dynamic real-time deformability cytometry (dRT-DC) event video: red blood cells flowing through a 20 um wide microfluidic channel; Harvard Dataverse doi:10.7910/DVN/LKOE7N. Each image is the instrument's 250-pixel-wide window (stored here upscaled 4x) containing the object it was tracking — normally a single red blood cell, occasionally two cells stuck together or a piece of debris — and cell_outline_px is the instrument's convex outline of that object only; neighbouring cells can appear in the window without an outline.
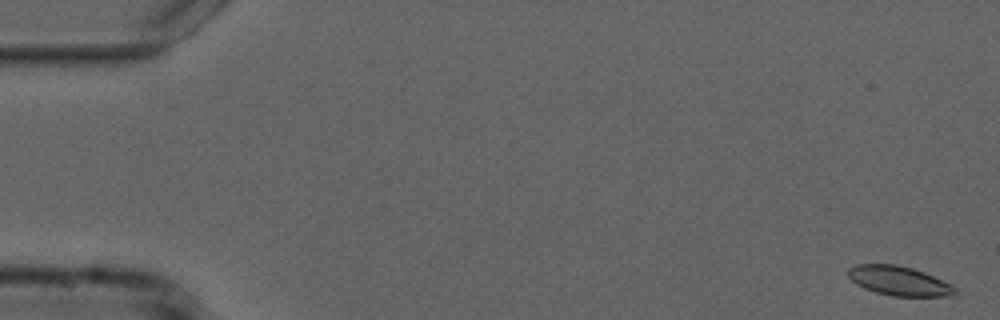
{"species": "common noctule bat (a hibernating species)", "species_latin": "Nyctalus noctula", "temperature_condition": "cold", "stored_images_in_passage": 54, "camera_frame_rate_fps": 3000, "um_per_image_px": 0.085, "animal": {"sex": "male", "forearm_length_mm": 52.5}, "frame": {"image": 1, "passage_image": 1, "time_ms": 0.0, "image_size_px": [1000, 320], "cell_outline_px": [[960, 292], [956, 296], [892, 296], [876, 292], [864, 288], [856, 284], [848, 276], [848, 268], [856, 264], [896, 264], [912, 268], [924, 272], [956, 288]], "centroid_in_image_um": [76.41, 23.88], "position_along_channel_um": 8.6, "area_um2": 18.26}}
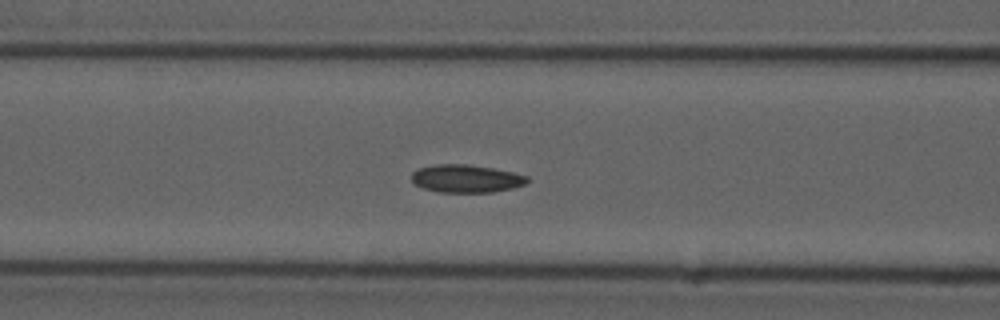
{"frame": {"image": 2, "passage_image": 22, "time_ms": 7.0, "image_size_px": [1000, 320], "cell_outline_px": [[528, 180], [524, 184], [512, 188], [492, 192], [440, 192], [424, 188], [416, 184], [412, 180], [412, 172], [416, 168], [432, 164], [468, 164], [492, 168], [512, 172], [528, 176]], "centroid_in_image_um": [39.59, 15.17], "position_along_channel_um": 127.0, "area_um2": 18.73}}
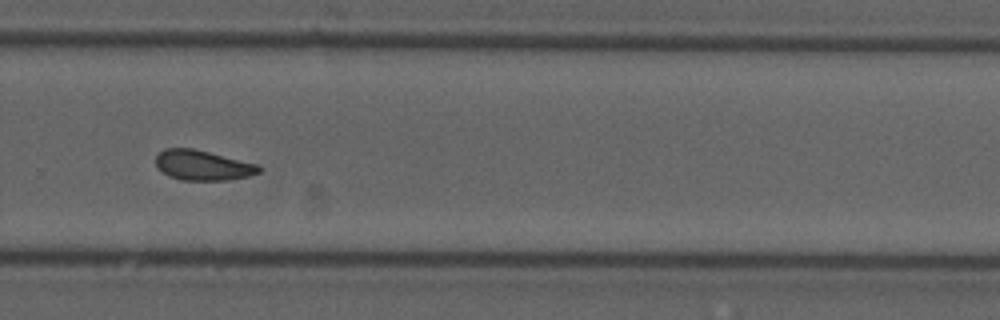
{"frame": {"image": 3, "passage_image": 37, "time_ms": 12.0, "image_size_px": [1000, 320], "cell_outline_px": [[264, 168], [260, 172], [248, 176], [228, 180], [180, 180], [168, 176], [156, 168], [156, 156], [164, 148], [192, 148], [260, 164]], "centroid_in_image_um": [17.25, 14.05], "position_along_channel_um": 312.6, "area_um2": 18.32}, "authors_computed_cell_mechanics": {"area_um2": 18.4671, "velocity_mm_per_s": 3.7256, "shape_relaxation_time_tau1_ms": null, "shape_relaxation_time_tau2_ms": 5.4194, "deformation_change_tau1": null, "deformation_change_tau2": 0.1129}}